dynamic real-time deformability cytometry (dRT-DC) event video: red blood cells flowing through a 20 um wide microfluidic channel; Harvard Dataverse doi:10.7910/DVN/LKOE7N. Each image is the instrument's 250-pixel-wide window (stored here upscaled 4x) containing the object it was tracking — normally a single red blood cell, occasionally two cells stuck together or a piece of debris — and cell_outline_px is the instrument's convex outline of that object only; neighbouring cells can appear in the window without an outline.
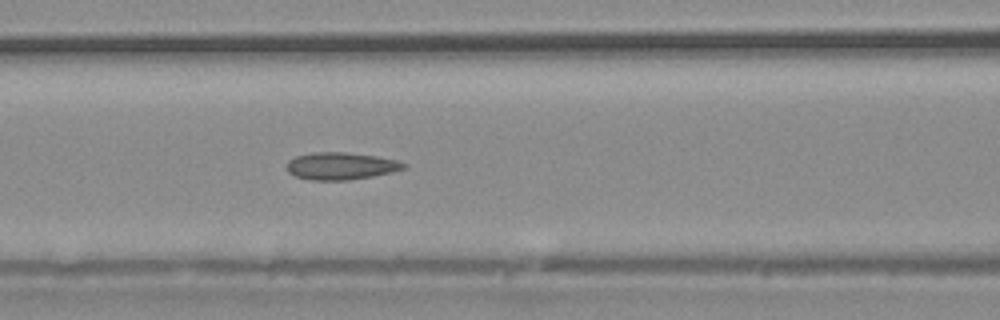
{"species": "common noctule bat (a hibernating species)", "species_latin": "Nyctalus noctula", "temperature_condition": "warm", "stored_images_in_passage": 17, "camera_frame_rate_fps": 3000, "um_per_image_px": 0.085, "animal": {"sex": "male", "body_mass_g": 20.4}, "frame": {"image": 1, "passage_image": 8, "time_ms": 2.333, "image_size_px": [1000, 320], "cell_outline_px": [[408, 168], [392, 172], [372, 176], [348, 180], [308, 180], [296, 176], [288, 172], [288, 160], [296, 156], [312, 152], [344, 152], [376, 156], [396, 160], [408, 164]], "centroid_in_image_um": [29.0, 14.11], "position_along_channel_um": 137.6, "area_um2": 18.61}}
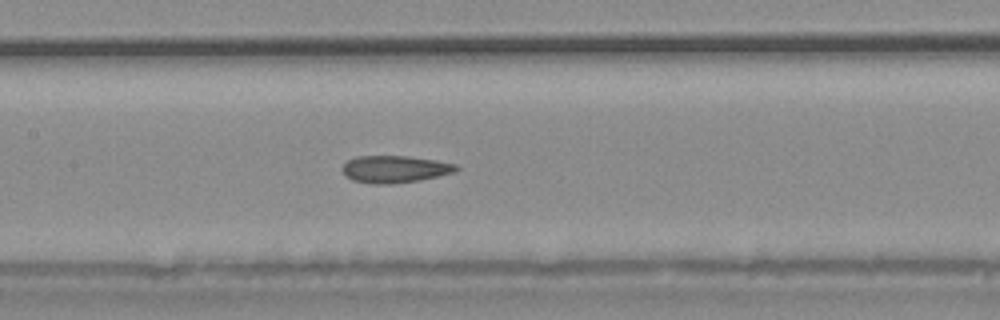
{"frame": {"image": 2, "passage_image": 10, "time_ms": 3.0, "image_size_px": [1000, 320], "cell_outline_px": [[460, 168], [456, 172], [420, 180], [388, 184], [376, 184], [352, 180], [340, 168], [348, 160], [356, 156], [408, 156], [436, 160], [456, 164]], "centroid_in_image_um": [33.58, 14.37], "position_along_channel_um": 173.8, "area_um2": 17.98}}